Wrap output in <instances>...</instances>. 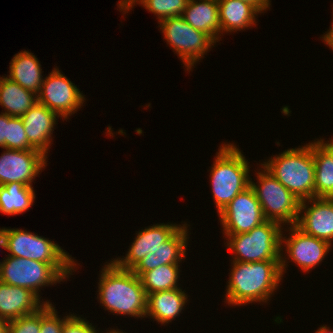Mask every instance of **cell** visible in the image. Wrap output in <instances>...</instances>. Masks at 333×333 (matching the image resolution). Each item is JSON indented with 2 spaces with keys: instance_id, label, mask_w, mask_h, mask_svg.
I'll return each instance as SVG.
<instances>
[{
  "instance_id": "obj_1",
  "label": "cell",
  "mask_w": 333,
  "mask_h": 333,
  "mask_svg": "<svg viewBox=\"0 0 333 333\" xmlns=\"http://www.w3.org/2000/svg\"><path fill=\"white\" fill-rule=\"evenodd\" d=\"M225 294L228 305L267 302L283 278L280 261H232Z\"/></svg>"
},
{
  "instance_id": "obj_2",
  "label": "cell",
  "mask_w": 333,
  "mask_h": 333,
  "mask_svg": "<svg viewBox=\"0 0 333 333\" xmlns=\"http://www.w3.org/2000/svg\"><path fill=\"white\" fill-rule=\"evenodd\" d=\"M98 299L108 312L144 318L147 295L140 277L132 270L118 267L112 260L100 272Z\"/></svg>"
},
{
  "instance_id": "obj_3",
  "label": "cell",
  "mask_w": 333,
  "mask_h": 333,
  "mask_svg": "<svg viewBox=\"0 0 333 333\" xmlns=\"http://www.w3.org/2000/svg\"><path fill=\"white\" fill-rule=\"evenodd\" d=\"M262 165L300 201L314 198L313 142L273 155Z\"/></svg>"
},
{
  "instance_id": "obj_4",
  "label": "cell",
  "mask_w": 333,
  "mask_h": 333,
  "mask_svg": "<svg viewBox=\"0 0 333 333\" xmlns=\"http://www.w3.org/2000/svg\"><path fill=\"white\" fill-rule=\"evenodd\" d=\"M210 168V183L218 214L241 192L250 187V166L241 150L222 144Z\"/></svg>"
},
{
  "instance_id": "obj_5",
  "label": "cell",
  "mask_w": 333,
  "mask_h": 333,
  "mask_svg": "<svg viewBox=\"0 0 333 333\" xmlns=\"http://www.w3.org/2000/svg\"><path fill=\"white\" fill-rule=\"evenodd\" d=\"M77 264H48L36 260L7 256L0 262V281L32 291L40 300V288L69 278Z\"/></svg>"
},
{
  "instance_id": "obj_6",
  "label": "cell",
  "mask_w": 333,
  "mask_h": 333,
  "mask_svg": "<svg viewBox=\"0 0 333 333\" xmlns=\"http://www.w3.org/2000/svg\"><path fill=\"white\" fill-rule=\"evenodd\" d=\"M282 230L280 223L266 220L247 233L226 235L233 261H280Z\"/></svg>"
},
{
  "instance_id": "obj_7",
  "label": "cell",
  "mask_w": 333,
  "mask_h": 333,
  "mask_svg": "<svg viewBox=\"0 0 333 333\" xmlns=\"http://www.w3.org/2000/svg\"><path fill=\"white\" fill-rule=\"evenodd\" d=\"M259 170L256 173L258 182L254 183L250 178V187L260 202L265 219L283 226L296 225L301 201L262 165Z\"/></svg>"
},
{
  "instance_id": "obj_8",
  "label": "cell",
  "mask_w": 333,
  "mask_h": 333,
  "mask_svg": "<svg viewBox=\"0 0 333 333\" xmlns=\"http://www.w3.org/2000/svg\"><path fill=\"white\" fill-rule=\"evenodd\" d=\"M164 39L182 60L187 71H192L215 42L204 32L194 29L182 16L169 17L159 23Z\"/></svg>"
},
{
  "instance_id": "obj_9",
  "label": "cell",
  "mask_w": 333,
  "mask_h": 333,
  "mask_svg": "<svg viewBox=\"0 0 333 333\" xmlns=\"http://www.w3.org/2000/svg\"><path fill=\"white\" fill-rule=\"evenodd\" d=\"M4 250L7 256L48 264H77L57 243L20 228H4Z\"/></svg>"
},
{
  "instance_id": "obj_10",
  "label": "cell",
  "mask_w": 333,
  "mask_h": 333,
  "mask_svg": "<svg viewBox=\"0 0 333 333\" xmlns=\"http://www.w3.org/2000/svg\"><path fill=\"white\" fill-rule=\"evenodd\" d=\"M86 101L83 93L58 68L43 80L37 101L66 120ZM69 115V116H68Z\"/></svg>"
},
{
  "instance_id": "obj_11",
  "label": "cell",
  "mask_w": 333,
  "mask_h": 333,
  "mask_svg": "<svg viewBox=\"0 0 333 333\" xmlns=\"http://www.w3.org/2000/svg\"><path fill=\"white\" fill-rule=\"evenodd\" d=\"M288 229L290 231L288 238L283 234L281 235V243H284V245L281 244V251H283V246H286L285 251H287L288 256V258L286 256L283 257V252H281L280 264L282 275L286 272L288 266L286 263H288L287 260L289 258L303 272H308L311 271L310 269L316 268L315 266L319 265L325 256H327L332 245L324 240L305 234L296 225H291Z\"/></svg>"
},
{
  "instance_id": "obj_12",
  "label": "cell",
  "mask_w": 333,
  "mask_h": 333,
  "mask_svg": "<svg viewBox=\"0 0 333 333\" xmlns=\"http://www.w3.org/2000/svg\"><path fill=\"white\" fill-rule=\"evenodd\" d=\"M218 215L225 235L247 233L266 221L251 187L239 193Z\"/></svg>"
},
{
  "instance_id": "obj_13",
  "label": "cell",
  "mask_w": 333,
  "mask_h": 333,
  "mask_svg": "<svg viewBox=\"0 0 333 333\" xmlns=\"http://www.w3.org/2000/svg\"><path fill=\"white\" fill-rule=\"evenodd\" d=\"M0 156V185L19 182L32 186L35 177L47 166V156L38 150L5 149Z\"/></svg>"
},
{
  "instance_id": "obj_14",
  "label": "cell",
  "mask_w": 333,
  "mask_h": 333,
  "mask_svg": "<svg viewBox=\"0 0 333 333\" xmlns=\"http://www.w3.org/2000/svg\"><path fill=\"white\" fill-rule=\"evenodd\" d=\"M296 226L305 234L324 240L332 245L333 198H311L302 200Z\"/></svg>"
},
{
  "instance_id": "obj_15",
  "label": "cell",
  "mask_w": 333,
  "mask_h": 333,
  "mask_svg": "<svg viewBox=\"0 0 333 333\" xmlns=\"http://www.w3.org/2000/svg\"><path fill=\"white\" fill-rule=\"evenodd\" d=\"M182 225L154 224L136 233L135 240L129 247L125 257L113 262L122 269L132 270L150 251L167 241Z\"/></svg>"
},
{
  "instance_id": "obj_16",
  "label": "cell",
  "mask_w": 333,
  "mask_h": 333,
  "mask_svg": "<svg viewBox=\"0 0 333 333\" xmlns=\"http://www.w3.org/2000/svg\"><path fill=\"white\" fill-rule=\"evenodd\" d=\"M56 117L61 116L39 102L21 116L28 141L34 149L42 152L45 156L48 155L53 141L51 135L57 124Z\"/></svg>"
},
{
  "instance_id": "obj_17",
  "label": "cell",
  "mask_w": 333,
  "mask_h": 333,
  "mask_svg": "<svg viewBox=\"0 0 333 333\" xmlns=\"http://www.w3.org/2000/svg\"><path fill=\"white\" fill-rule=\"evenodd\" d=\"M188 224L182 226L159 247L147 253L132 272L140 277L144 272L166 264H180L186 256V248L189 239Z\"/></svg>"
},
{
  "instance_id": "obj_18",
  "label": "cell",
  "mask_w": 333,
  "mask_h": 333,
  "mask_svg": "<svg viewBox=\"0 0 333 333\" xmlns=\"http://www.w3.org/2000/svg\"><path fill=\"white\" fill-rule=\"evenodd\" d=\"M42 302V303H41ZM49 301H41L29 289L8 285L0 281V318L12 321L35 313Z\"/></svg>"
},
{
  "instance_id": "obj_19",
  "label": "cell",
  "mask_w": 333,
  "mask_h": 333,
  "mask_svg": "<svg viewBox=\"0 0 333 333\" xmlns=\"http://www.w3.org/2000/svg\"><path fill=\"white\" fill-rule=\"evenodd\" d=\"M182 17L194 29L207 34L215 43L220 40L218 0H189Z\"/></svg>"
},
{
  "instance_id": "obj_20",
  "label": "cell",
  "mask_w": 333,
  "mask_h": 333,
  "mask_svg": "<svg viewBox=\"0 0 333 333\" xmlns=\"http://www.w3.org/2000/svg\"><path fill=\"white\" fill-rule=\"evenodd\" d=\"M188 295L180 288L159 291L147 295V312L145 317L161 323L169 324L181 313L187 303Z\"/></svg>"
},
{
  "instance_id": "obj_21",
  "label": "cell",
  "mask_w": 333,
  "mask_h": 333,
  "mask_svg": "<svg viewBox=\"0 0 333 333\" xmlns=\"http://www.w3.org/2000/svg\"><path fill=\"white\" fill-rule=\"evenodd\" d=\"M221 34L237 32L256 26V15L260 13L252 4L242 0H218Z\"/></svg>"
},
{
  "instance_id": "obj_22",
  "label": "cell",
  "mask_w": 333,
  "mask_h": 333,
  "mask_svg": "<svg viewBox=\"0 0 333 333\" xmlns=\"http://www.w3.org/2000/svg\"><path fill=\"white\" fill-rule=\"evenodd\" d=\"M7 76L12 81L35 94L39 93L43 83L41 64L33 53L20 51L10 61Z\"/></svg>"
},
{
  "instance_id": "obj_23",
  "label": "cell",
  "mask_w": 333,
  "mask_h": 333,
  "mask_svg": "<svg viewBox=\"0 0 333 333\" xmlns=\"http://www.w3.org/2000/svg\"><path fill=\"white\" fill-rule=\"evenodd\" d=\"M37 102V94L26 90L7 76L0 77V105L4 107L2 113L21 117Z\"/></svg>"
},
{
  "instance_id": "obj_24",
  "label": "cell",
  "mask_w": 333,
  "mask_h": 333,
  "mask_svg": "<svg viewBox=\"0 0 333 333\" xmlns=\"http://www.w3.org/2000/svg\"><path fill=\"white\" fill-rule=\"evenodd\" d=\"M32 186L19 182L0 185V213L18 215L26 212L35 200Z\"/></svg>"
},
{
  "instance_id": "obj_25",
  "label": "cell",
  "mask_w": 333,
  "mask_h": 333,
  "mask_svg": "<svg viewBox=\"0 0 333 333\" xmlns=\"http://www.w3.org/2000/svg\"><path fill=\"white\" fill-rule=\"evenodd\" d=\"M313 159L314 198H333V158L316 140L313 142Z\"/></svg>"
},
{
  "instance_id": "obj_26",
  "label": "cell",
  "mask_w": 333,
  "mask_h": 333,
  "mask_svg": "<svg viewBox=\"0 0 333 333\" xmlns=\"http://www.w3.org/2000/svg\"><path fill=\"white\" fill-rule=\"evenodd\" d=\"M179 264H166L144 272L140 276L146 295L159 291L172 290L178 287Z\"/></svg>"
},
{
  "instance_id": "obj_27",
  "label": "cell",
  "mask_w": 333,
  "mask_h": 333,
  "mask_svg": "<svg viewBox=\"0 0 333 333\" xmlns=\"http://www.w3.org/2000/svg\"><path fill=\"white\" fill-rule=\"evenodd\" d=\"M189 0H129L121 9L128 13L135 4H141L146 10L156 15L158 23L169 17L182 16ZM137 2V3H136Z\"/></svg>"
},
{
  "instance_id": "obj_28",
  "label": "cell",
  "mask_w": 333,
  "mask_h": 333,
  "mask_svg": "<svg viewBox=\"0 0 333 333\" xmlns=\"http://www.w3.org/2000/svg\"><path fill=\"white\" fill-rule=\"evenodd\" d=\"M7 149L36 150L28 141L21 117L8 115Z\"/></svg>"
},
{
  "instance_id": "obj_29",
  "label": "cell",
  "mask_w": 333,
  "mask_h": 333,
  "mask_svg": "<svg viewBox=\"0 0 333 333\" xmlns=\"http://www.w3.org/2000/svg\"><path fill=\"white\" fill-rule=\"evenodd\" d=\"M41 308L35 313L8 322L7 333H40Z\"/></svg>"
},
{
  "instance_id": "obj_30",
  "label": "cell",
  "mask_w": 333,
  "mask_h": 333,
  "mask_svg": "<svg viewBox=\"0 0 333 333\" xmlns=\"http://www.w3.org/2000/svg\"><path fill=\"white\" fill-rule=\"evenodd\" d=\"M69 315L61 319L57 315V310L51 303L44 304L41 307V329L40 333H62L64 321Z\"/></svg>"
},
{
  "instance_id": "obj_31",
  "label": "cell",
  "mask_w": 333,
  "mask_h": 333,
  "mask_svg": "<svg viewBox=\"0 0 333 333\" xmlns=\"http://www.w3.org/2000/svg\"><path fill=\"white\" fill-rule=\"evenodd\" d=\"M95 328L88 320L73 313L64 321L62 333H99Z\"/></svg>"
},
{
  "instance_id": "obj_32",
  "label": "cell",
  "mask_w": 333,
  "mask_h": 333,
  "mask_svg": "<svg viewBox=\"0 0 333 333\" xmlns=\"http://www.w3.org/2000/svg\"><path fill=\"white\" fill-rule=\"evenodd\" d=\"M7 131H8V115L0 114V147L7 149Z\"/></svg>"
},
{
  "instance_id": "obj_33",
  "label": "cell",
  "mask_w": 333,
  "mask_h": 333,
  "mask_svg": "<svg viewBox=\"0 0 333 333\" xmlns=\"http://www.w3.org/2000/svg\"><path fill=\"white\" fill-rule=\"evenodd\" d=\"M252 4L260 13H263L270 7V0H242Z\"/></svg>"
},
{
  "instance_id": "obj_34",
  "label": "cell",
  "mask_w": 333,
  "mask_h": 333,
  "mask_svg": "<svg viewBox=\"0 0 333 333\" xmlns=\"http://www.w3.org/2000/svg\"><path fill=\"white\" fill-rule=\"evenodd\" d=\"M322 40L324 41V43H326V45L329 46V48L333 50V22L328 32L326 31V34L324 33V35L322 36Z\"/></svg>"
},
{
  "instance_id": "obj_35",
  "label": "cell",
  "mask_w": 333,
  "mask_h": 333,
  "mask_svg": "<svg viewBox=\"0 0 333 333\" xmlns=\"http://www.w3.org/2000/svg\"><path fill=\"white\" fill-rule=\"evenodd\" d=\"M333 158V139H330L326 142H324V139H319L317 141Z\"/></svg>"
},
{
  "instance_id": "obj_36",
  "label": "cell",
  "mask_w": 333,
  "mask_h": 333,
  "mask_svg": "<svg viewBox=\"0 0 333 333\" xmlns=\"http://www.w3.org/2000/svg\"><path fill=\"white\" fill-rule=\"evenodd\" d=\"M8 330V321L0 318V333H7Z\"/></svg>"
},
{
  "instance_id": "obj_37",
  "label": "cell",
  "mask_w": 333,
  "mask_h": 333,
  "mask_svg": "<svg viewBox=\"0 0 333 333\" xmlns=\"http://www.w3.org/2000/svg\"><path fill=\"white\" fill-rule=\"evenodd\" d=\"M315 333H333V330L329 329V327L326 326H321L320 328H318V330Z\"/></svg>"
},
{
  "instance_id": "obj_38",
  "label": "cell",
  "mask_w": 333,
  "mask_h": 333,
  "mask_svg": "<svg viewBox=\"0 0 333 333\" xmlns=\"http://www.w3.org/2000/svg\"><path fill=\"white\" fill-rule=\"evenodd\" d=\"M0 247L4 249V228H0Z\"/></svg>"
},
{
  "instance_id": "obj_39",
  "label": "cell",
  "mask_w": 333,
  "mask_h": 333,
  "mask_svg": "<svg viewBox=\"0 0 333 333\" xmlns=\"http://www.w3.org/2000/svg\"><path fill=\"white\" fill-rule=\"evenodd\" d=\"M128 1L129 0H120L117 5L119 10H121L126 5V3H128Z\"/></svg>"
},
{
  "instance_id": "obj_40",
  "label": "cell",
  "mask_w": 333,
  "mask_h": 333,
  "mask_svg": "<svg viewBox=\"0 0 333 333\" xmlns=\"http://www.w3.org/2000/svg\"><path fill=\"white\" fill-rule=\"evenodd\" d=\"M104 333V332H101ZM106 333H124L122 330L120 331L119 329H111L109 332L107 331ZM126 333V332H125Z\"/></svg>"
}]
</instances>
